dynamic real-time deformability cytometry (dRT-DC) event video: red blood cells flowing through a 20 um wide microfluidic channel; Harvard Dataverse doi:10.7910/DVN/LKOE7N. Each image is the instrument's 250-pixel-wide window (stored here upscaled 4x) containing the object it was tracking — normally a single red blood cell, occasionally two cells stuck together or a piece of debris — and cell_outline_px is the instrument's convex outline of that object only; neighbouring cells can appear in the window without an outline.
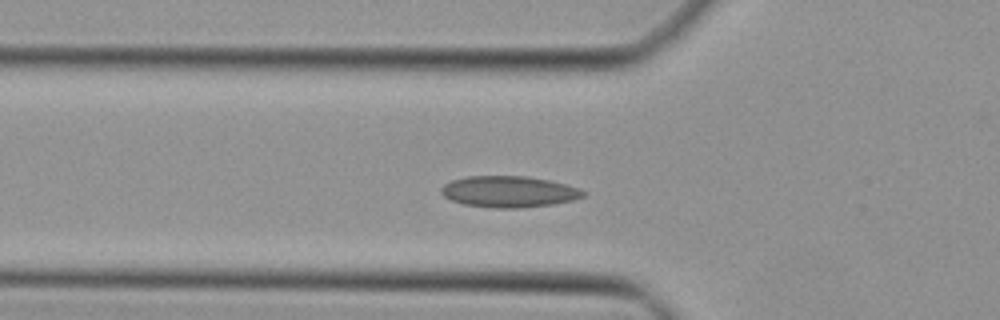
{"species": "Egyptian fruit bat (a non-hibernating species)", "species_latin": "Rousettus aegyptiacus", "temperature_condition": "cold", "stored_images_in_passage": 35, "camera_frame_rate_fps": 3000, "um_per_image_px": 0.085, "animal": {"sex": "female"}, "frame": {"image": 1, "passage_image": 4, "time_ms": 1.0, "image_size_px": [1000, 320], "cell_outline_px": [[588, 192], [584, 196], [572, 200], [552, 204], [516, 208], [496, 208], [464, 204], [452, 200], [444, 196], [440, 192], [440, 188], [444, 184], [452, 180], [468, 176], [528, 176], [548, 180], [564, 184]], "centroid_in_image_um": [43.23, 16.28], "position_along_channel_um": 82.6, "area_um2": 25.66}}
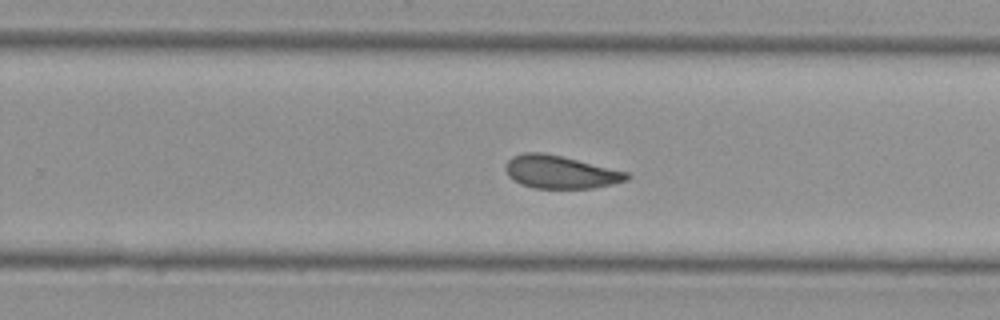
{"frame": {"image": 2, "passage_image": 18, "time_ms": 5.667, "image_size_px": [1000, 320], "cell_outline_px": [[632, 176], [628, 180], [612, 184], [592, 188], [532, 188], [520, 184], [508, 176], [504, 168], [508, 160], [512, 156], [524, 152], [544, 152], [628, 172]], "centroid_in_image_um": [47.61, 14.62], "position_along_channel_um": 282.2, "area_um2": 23.29}}
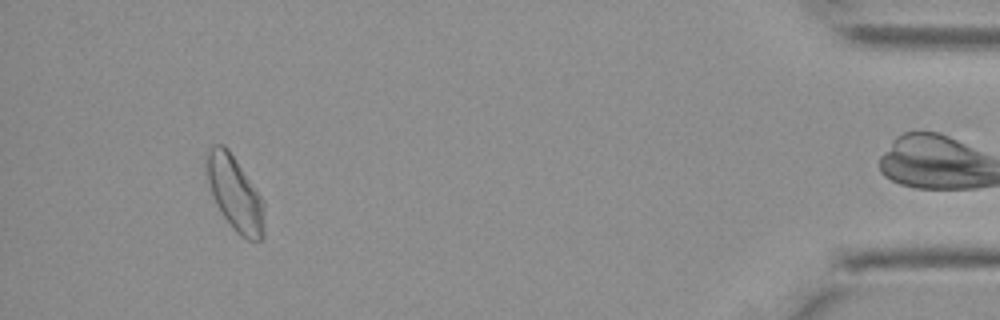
{"frame": {"image": 3, "passage_image": 32, "time_ms": 10.333, "image_size_px": [1000, 320], "cell_outline_px": [[264, 236], [260, 240], [248, 240], [240, 236], [236, 232], [224, 216], [216, 204], [212, 196], [208, 180], [204, 156], [208, 148], [212, 144], [224, 144], [228, 148], [264, 200]], "centroid_in_image_um": [19.96, 16.41], "position_along_channel_um": 415.2, "area_um2": 25.26}}